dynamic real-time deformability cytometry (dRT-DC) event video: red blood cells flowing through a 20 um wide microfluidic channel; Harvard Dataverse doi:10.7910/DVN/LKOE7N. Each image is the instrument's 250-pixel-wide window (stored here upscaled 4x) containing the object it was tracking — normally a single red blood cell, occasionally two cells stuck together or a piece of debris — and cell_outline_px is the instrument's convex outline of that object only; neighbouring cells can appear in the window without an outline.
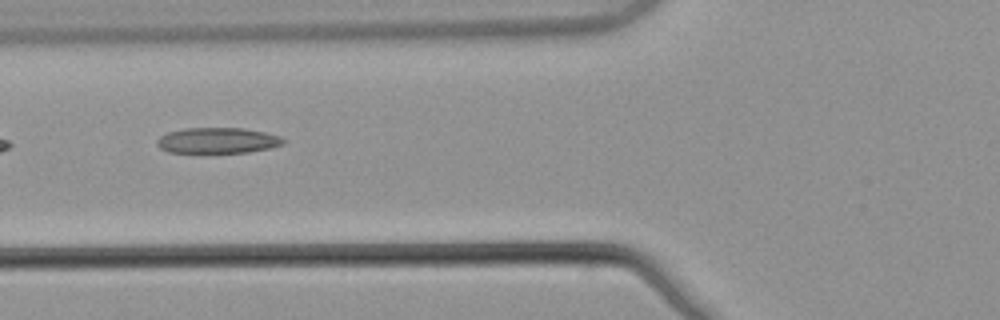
{"species": "common noctule bat (a hibernating species)", "species_latin": "Nyctalus noctula", "temperature_condition": "warm", "stored_images_in_passage": 8, "camera_frame_rate_fps": 3000, "um_per_image_px": 0.085, "animal": {"sex": "male", "body_mass_g": 21.5, "forearm_length_mm": 52.0}, "frame": {"image": 1, "passage_image": 6, "time_ms": 1.667, "image_size_px": [1000, 320], "cell_outline_px": [[288, 140], [284, 144], [268, 148], [248, 152], [168, 152], [160, 148], [156, 144], [156, 140], [160, 136], [168, 132], [184, 128], [244, 128], [264, 132], [280, 136]], "centroid_in_image_um": [18.5, 11.93], "position_along_channel_um": 107.3, "area_um2": 18.9}}
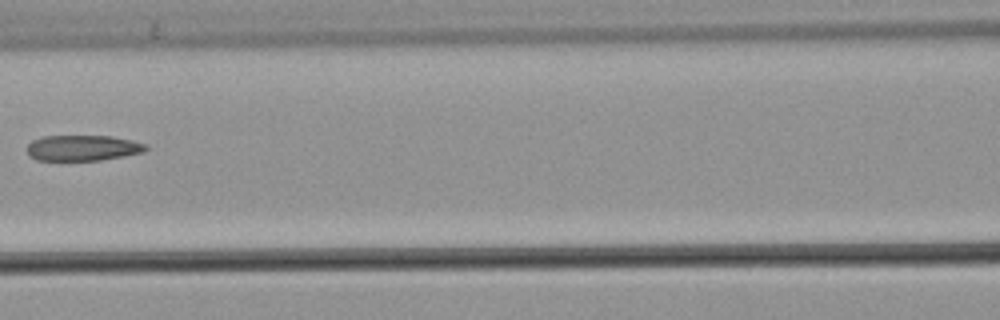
{"frame": {"image": 2, "passage_image": 7, "time_ms": 2.0, "image_size_px": [1000, 320], "cell_outline_px": [[148, 148], [144, 152], [124, 156], [100, 160], [36, 160], [28, 156], [28, 144], [32, 140], [44, 136], [112, 136], [132, 140], [148, 144]], "centroid_in_image_um": [7.06, 12.57], "position_along_channel_um": 159.5, "area_um2": 17.86}}